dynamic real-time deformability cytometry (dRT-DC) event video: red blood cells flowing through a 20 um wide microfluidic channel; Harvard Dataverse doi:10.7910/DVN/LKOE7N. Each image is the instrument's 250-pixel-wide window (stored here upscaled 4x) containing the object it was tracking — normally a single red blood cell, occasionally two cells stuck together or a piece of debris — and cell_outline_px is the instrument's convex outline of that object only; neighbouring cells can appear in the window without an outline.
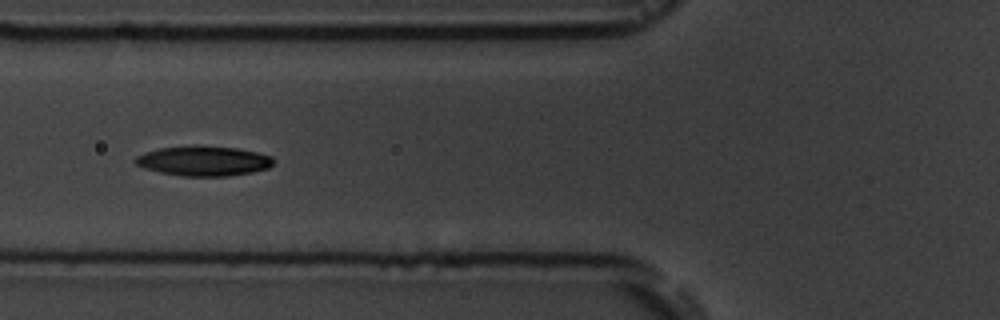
{"species": "common noctule bat (a hibernating species)", "species_latin": "Nyctalus noctula", "temperature_condition": "room temperature", "stored_images_in_passage": 14, "camera_frame_rate_fps": 3000, "um_per_image_px": 0.085, "animal": {"sex": "male", "body_mass_g": 19.5, "forearm_length_mm": 54.6}, "frame": {"image": 1, "passage_image": 5, "time_ms": 5.333, "image_size_px": [1000, 320], "cell_outline_px": [[272, 164], [268, 168], [252, 172], [228, 176], [180, 176], [160, 172], [144, 168], [136, 164], [132, 160], [136, 156], [144, 152], [160, 148], [236, 148], [256, 152], [272, 156]], "centroid_in_image_um": [17.28, 13.72], "position_along_channel_um": 108.5, "area_um2": 23.18}}
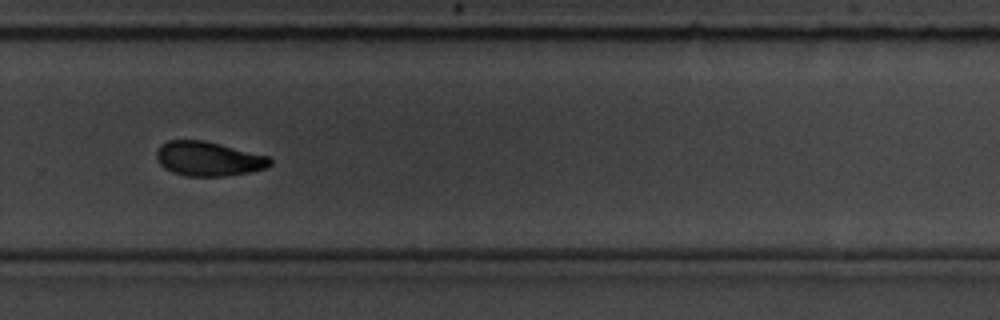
{"frame": {"image": 2, "passage_image": 10, "time_ms": 11.0, "image_size_px": [1000, 320], "cell_outline_px": [[272, 164], [268, 168], [248, 172], [224, 176], [188, 176], [172, 172], [164, 168], [156, 160], [156, 152], [160, 144], [168, 140], [204, 140], [268, 156], [272, 160]], "centroid_in_image_um": [17.69, 13.49], "position_along_channel_um": 312.1, "area_um2": 22.83}}
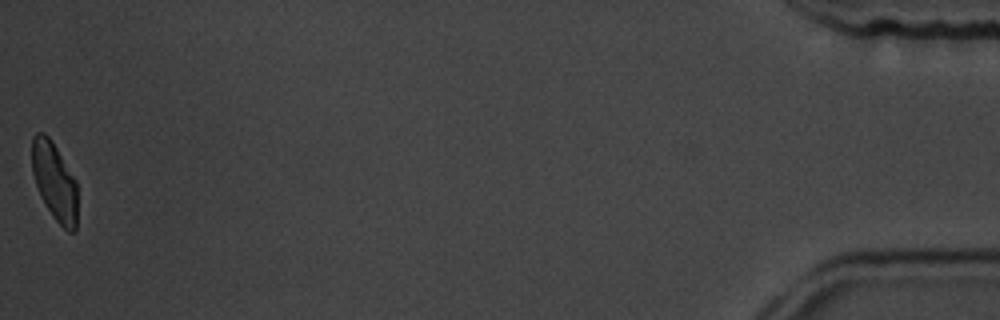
{"frame": {"image": 3, "passage_image": 14, "time_ms": 17.0, "image_size_px": [1000, 320], "cell_outline_px": [[76, 232], [68, 232], [52, 216], [40, 196], [32, 172], [32, 136], [36, 132], [44, 132], [52, 140], [76, 180]], "centroid_in_image_um": [4.62, 15.4], "position_along_channel_um": 430.6, "area_um2": 20.69}, "authors_computed_cell_mechanics": {"area_um2": 23.698, "velocity_mm_per_s": 3.5954, "shape_relaxation_time_tau1_ms": 2.9569, "shape_relaxation_time_tau2_ms": null, "deformation_change_tau1": 0.1125, "deformation_change_tau2": null}}